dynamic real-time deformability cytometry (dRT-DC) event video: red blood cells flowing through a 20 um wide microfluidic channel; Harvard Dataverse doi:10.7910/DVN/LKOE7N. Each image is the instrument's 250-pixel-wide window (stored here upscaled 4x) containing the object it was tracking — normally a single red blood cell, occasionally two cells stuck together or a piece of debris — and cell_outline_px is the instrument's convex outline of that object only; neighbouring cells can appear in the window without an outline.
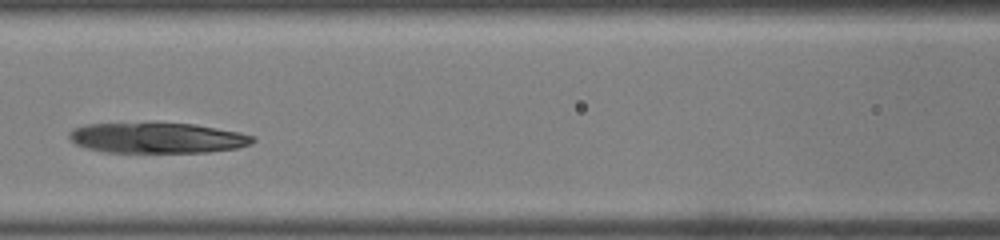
{"species": "common noctule bat (a hibernating species)", "species_latin": "Nyctalus noctula", "temperature_condition": "warm", "stored_images_in_passage": 10, "camera_frame_rate_fps": 3000, "um_per_image_px": 0.085, "animal": {"sex": "male", "body_mass_g": 19.0, "forearm_length_mm": 50.8}, "frame": {"image": 1, "passage_image": 6, "time_ms": 1.667, "image_size_px": [1000, 240], "cell_outline_px": [[256, 140], [252, 144], [236, 148], [208, 152], [104, 152], [88, 148], [76, 144], [68, 136], [68, 132], [72, 128], [84, 124], [196, 124], [240, 132], [256, 136]], "centroid_in_image_um": [13.4, 11.73], "position_along_channel_um": 153.2, "area_um2": 32.43}}